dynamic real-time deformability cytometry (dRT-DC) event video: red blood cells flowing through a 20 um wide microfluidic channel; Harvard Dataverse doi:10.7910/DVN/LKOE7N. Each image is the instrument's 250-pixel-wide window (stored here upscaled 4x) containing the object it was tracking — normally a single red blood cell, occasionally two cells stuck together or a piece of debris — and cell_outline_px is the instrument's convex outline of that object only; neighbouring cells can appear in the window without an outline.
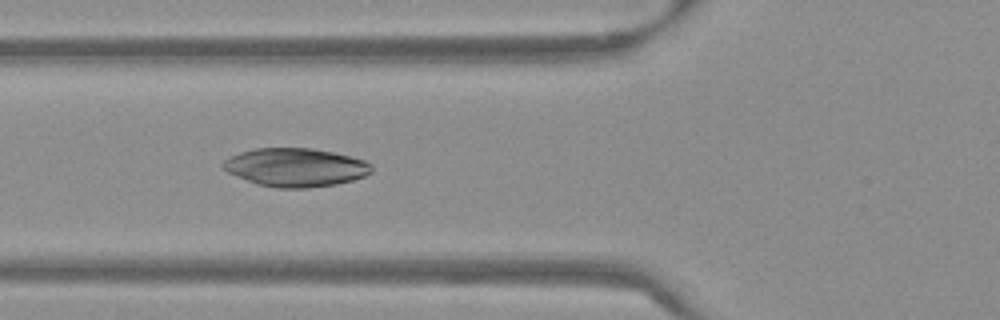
{"species": "Egyptian fruit bat (a non-hibernating species)", "species_latin": "Rousettus aegyptiacus", "temperature_condition": "warm", "stored_images_in_passage": 53, "camera_frame_rate_fps": 3000, "um_per_image_px": 0.085, "frame": {"image": 1, "passage_image": 20, "time_ms": 6.333, "image_size_px": [1000, 320], "cell_outline_px": [[372, 172], [364, 176], [352, 180], [336, 184], [308, 188], [276, 188], [256, 184], [236, 176], [228, 172], [220, 164], [228, 156], [240, 152], [256, 148], [312, 148], [352, 156], [364, 160], [372, 164]], "centroid_in_image_um": [25.11, 14.22], "position_along_channel_um": 100.7, "area_um2": 33.47}}
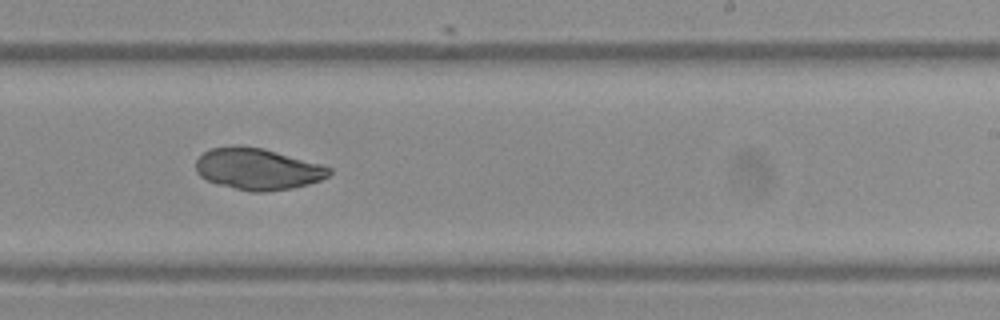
{"frame": {"image": 2, "passage_image": 33, "time_ms": 10.667, "image_size_px": [1000, 320], "cell_outline_px": [[332, 172], [328, 176], [320, 180], [308, 184], [292, 188], [264, 192], [252, 192], [216, 184], [200, 176], [196, 172], [196, 160], [204, 152], [212, 148], [232, 144], [264, 148], [324, 164], [332, 168]], "centroid_in_image_um": [21.92, 14.35], "position_along_channel_um": 267.1, "area_um2": 32.66}}
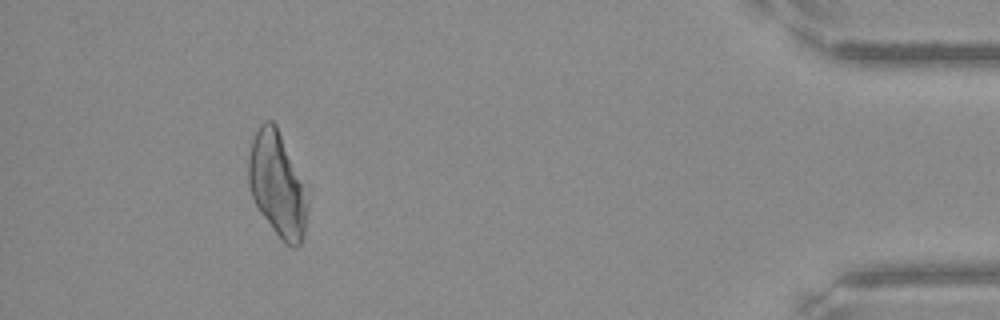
{"frame": {"image": 3, "passage_image": 49, "time_ms": 16.0, "image_size_px": [1000, 320], "cell_outline_px": [[308, 208], [304, 236], [300, 244], [296, 248], [292, 248], [284, 244], [280, 240], [260, 212], [252, 196], [248, 184], [248, 156], [252, 140], [260, 124], [264, 120], [272, 120], [276, 124], [308, 204]], "centroid_in_image_um": [23.52, 15.77], "position_along_channel_um": 411.7, "area_um2": 34.97}}